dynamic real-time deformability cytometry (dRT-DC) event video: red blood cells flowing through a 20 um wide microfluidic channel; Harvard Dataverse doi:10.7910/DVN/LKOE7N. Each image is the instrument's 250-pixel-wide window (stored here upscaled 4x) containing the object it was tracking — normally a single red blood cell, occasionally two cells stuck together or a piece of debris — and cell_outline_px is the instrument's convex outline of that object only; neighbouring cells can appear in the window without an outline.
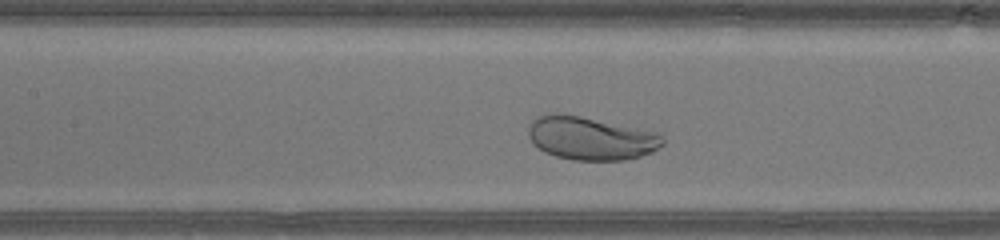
{"species": "human", "species_latin": "Homo sapiens", "temperature_condition": "warm", "stored_images_in_passage": 28, "camera_frame_rate_fps": 3000, "um_per_image_px": 0.085, "donor": {"sex": "male"}, "frame": {"image": 1, "passage_image": 12, "time_ms": 3.667, "image_size_px": [1000, 240], "cell_outline_px": [[664, 144], [652, 152], [640, 156], [624, 160], [572, 160], [556, 156], [544, 152], [532, 144], [528, 136], [528, 128], [532, 120], [536, 116], [548, 112], [560, 112], [660, 132], [664, 140]], "centroid_in_image_um": [50.18, 11.73], "position_along_channel_um": 157.2, "area_um2": 34.39}}
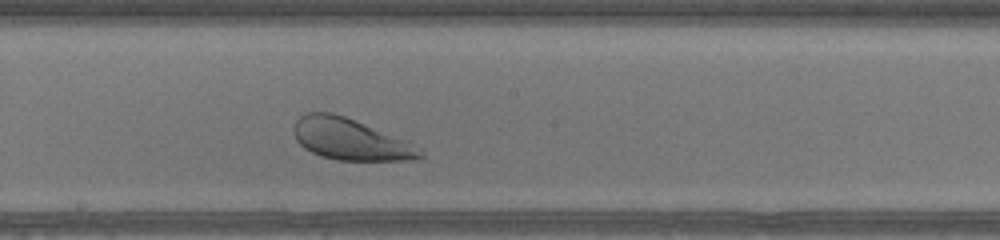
{"frame": {"image": 2, "passage_image": 16, "time_ms": 5.0, "image_size_px": [1000, 240], "cell_outline_px": [[424, 156], [420, 160], [336, 160], [320, 156], [304, 148], [296, 140], [296, 120], [300, 116], [308, 112], [332, 112], [344, 116], [412, 140], [424, 152]], "centroid_in_image_um": [29.9, 11.85], "position_along_channel_um": 218.3, "area_um2": 30.98}}
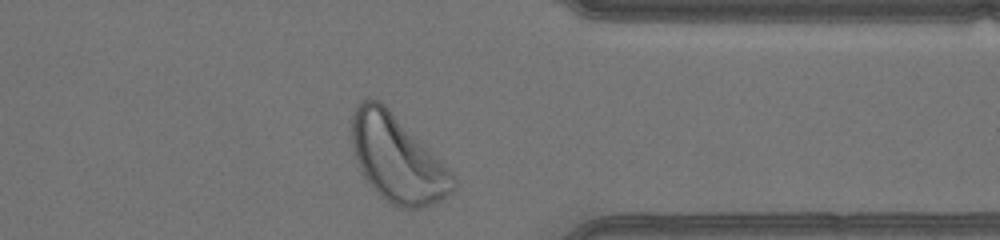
{"frame": {"image": 3, "passage_image": 27, "time_ms": 8.667, "image_size_px": [1000, 240], "cell_outline_px": [[456, 188], [452, 192], [440, 200], [432, 204], [420, 208], [400, 208], [392, 204], [380, 196], [364, 180], [356, 160], [352, 144], [352, 112], [356, 104], [360, 100], [380, 100], [456, 176]], "centroid_in_image_um": [33.74, 13.51], "position_along_channel_um": 377.7, "area_um2": 50.98}}